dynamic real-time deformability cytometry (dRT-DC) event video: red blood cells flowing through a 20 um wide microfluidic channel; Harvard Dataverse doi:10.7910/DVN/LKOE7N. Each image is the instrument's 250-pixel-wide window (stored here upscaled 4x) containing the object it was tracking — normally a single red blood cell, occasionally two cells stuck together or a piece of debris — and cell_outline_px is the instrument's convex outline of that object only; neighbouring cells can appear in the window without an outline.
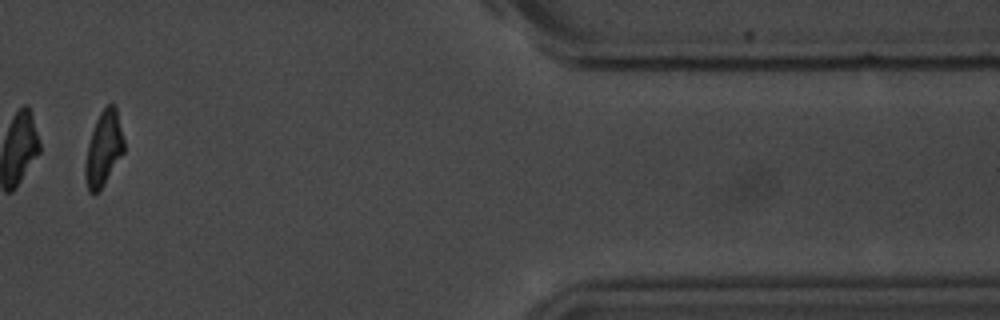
{"species": "common noctule bat (a hibernating species)", "species_latin": "Nyctalus noctula", "temperature_condition": "room temperature", "stored_images_in_passage": 13, "camera_frame_rate_fps": 3000, "um_per_image_px": 0.085, "animal": {"sex": "male", "body_mass_g": 20.1, "forearm_length_mm": 53.5}, "frame": {"image": 1, "passage_image": 11, "time_ms": 12.333, "image_size_px": [1000, 320], "cell_outline_px": [[124, 152], [104, 184], [96, 192], [88, 192], [84, 180], [84, 164], [88, 144], [96, 120], [100, 112], [108, 104], [112, 104], [116, 108], [124, 140]], "centroid_in_image_um": [8.79, 12.66], "position_along_channel_um": 402.6, "area_um2": 16.7}, "authors_computed_cell_mechanics": {"area_um2": 16.7042, "velocity_mm_per_s": 3.6637, "shape_relaxation_time_tau1_ms": 7.3423, "shape_relaxation_time_tau2_ms": 4.8314, "deformation_change_tau1": 0.1916, "deformation_change_tau2": 0.1119}}